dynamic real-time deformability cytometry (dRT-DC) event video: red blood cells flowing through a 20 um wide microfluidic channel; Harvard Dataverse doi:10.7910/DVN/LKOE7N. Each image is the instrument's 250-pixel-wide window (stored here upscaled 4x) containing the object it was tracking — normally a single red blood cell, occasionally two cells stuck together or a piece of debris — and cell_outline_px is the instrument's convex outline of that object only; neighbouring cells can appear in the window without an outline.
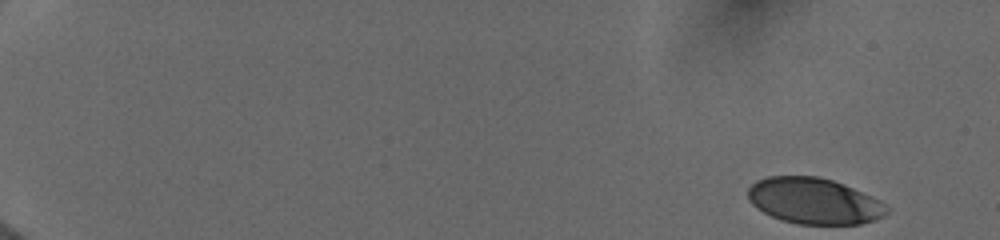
{"species": "human", "species_latin": "Homo sapiens", "temperature_condition": "cold", "stored_images_in_passage": 26, "camera_frame_rate_fps": 3000, "um_per_image_px": 0.085, "donor": {"sex": "female"}, "frame": {"image": 1, "passage_image": 1, "time_ms": 0.0, "image_size_px": [1000, 240], "cell_outline_px": [[888, 212], [884, 216], [860, 224], [796, 224], [772, 216], [756, 208], [748, 200], [748, 188], [756, 180], [768, 176], [820, 176], [844, 184], [872, 196], [880, 200], [888, 208]], "centroid_in_image_um": [69.18, 17.07], "position_along_channel_um": 15.8, "area_um2": 37.28}}
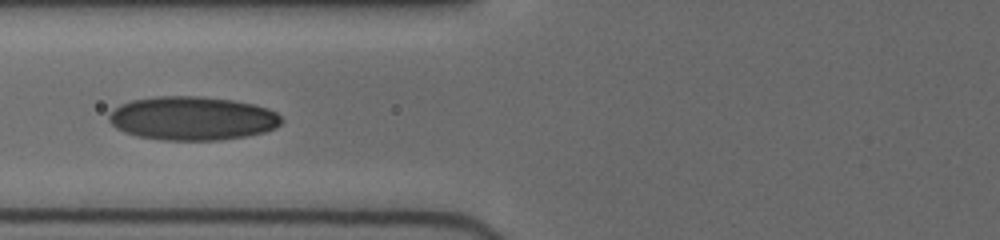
{"frame": {"image": 2, "passage_image": 19, "time_ms": 7.0, "image_size_px": [1000, 240], "cell_outline_px": [[284, 120], [276, 128], [264, 132], [244, 136], [220, 140], [164, 140], [136, 136], [124, 132], [116, 128], [108, 120], [108, 116], [120, 104], [132, 100], [156, 96], [204, 96], [232, 100], [252, 104], [268, 108], [276, 112]], "centroid_in_image_um": [16.35, 10.06], "position_along_channel_um": 109.4, "area_um2": 44.04}}
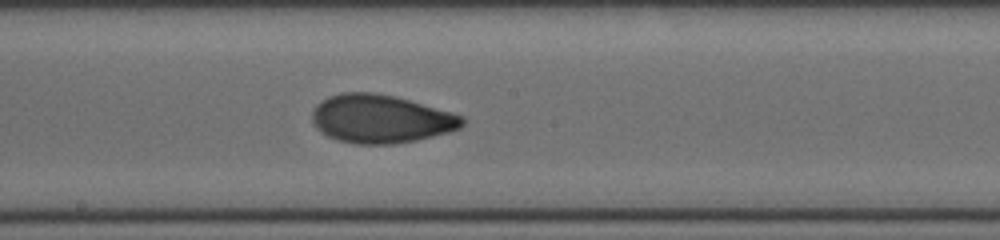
{"frame": {"image": 3, "passage_image": 26, "time_ms": 9.667, "image_size_px": [1000, 240], "cell_outline_px": [[464, 124], [460, 128], [448, 132], [416, 140], [392, 144], [356, 144], [336, 140], [320, 132], [312, 124], [312, 112], [316, 104], [320, 100], [328, 96], [340, 92], [372, 92], [396, 96], [452, 112], [464, 116]], "centroid_in_image_um": [32.33, 10.09], "position_along_channel_um": 215.9, "area_um2": 42.66}}